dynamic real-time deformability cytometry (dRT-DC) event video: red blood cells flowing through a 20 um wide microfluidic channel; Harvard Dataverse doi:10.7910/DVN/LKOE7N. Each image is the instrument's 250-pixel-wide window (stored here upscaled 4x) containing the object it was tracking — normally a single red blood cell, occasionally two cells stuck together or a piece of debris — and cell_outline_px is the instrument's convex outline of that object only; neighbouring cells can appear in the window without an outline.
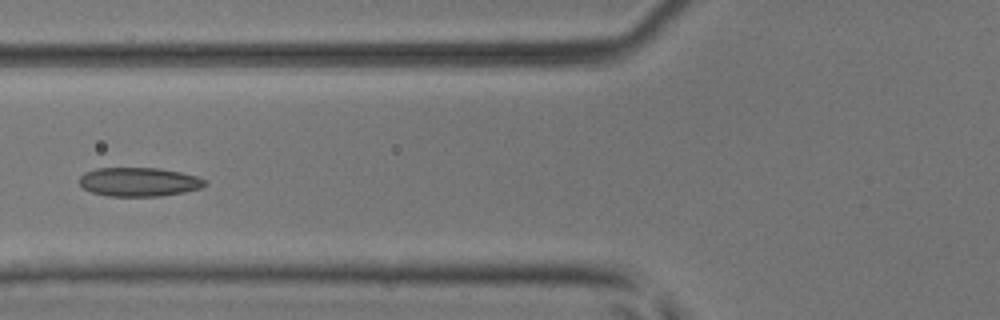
{"species": "common noctule bat (a hibernating species)", "species_latin": "Nyctalus noctula", "temperature_condition": "room temperature", "stored_images_in_passage": 6, "camera_frame_rate_fps": 3000, "um_per_image_px": 0.085, "animal": {"sex": "male", "body_mass_g": 17.9, "forearm_length_mm": 54.2}, "frame": {"image": 1, "passage_image": 6, "time_ms": 1.667, "image_size_px": [1000, 320], "cell_outline_px": [[208, 184], [200, 188], [184, 192], [160, 196], [108, 196], [92, 192], [84, 188], [80, 184], [80, 176], [84, 172], [96, 168], [160, 168], [200, 176], [208, 180]], "centroid_in_image_um": [11.86, 15.45], "position_along_channel_um": 113.9, "area_um2": 21.33}}